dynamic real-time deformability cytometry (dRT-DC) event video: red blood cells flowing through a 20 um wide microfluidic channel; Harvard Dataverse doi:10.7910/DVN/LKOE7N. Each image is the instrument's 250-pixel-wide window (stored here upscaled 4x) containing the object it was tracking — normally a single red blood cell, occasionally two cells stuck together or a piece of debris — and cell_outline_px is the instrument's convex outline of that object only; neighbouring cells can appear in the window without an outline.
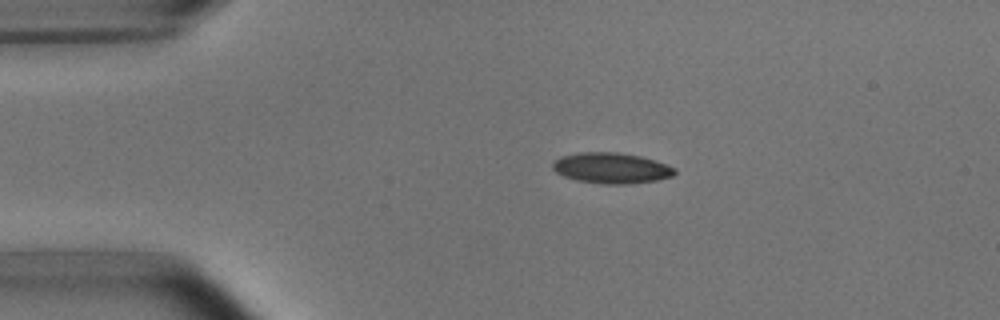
{"species": "common noctule bat (a hibernating species)", "species_latin": "Nyctalus noctula", "temperature_condition": "room temperature", "stored_images_in_passage": 3, "camera_frame_rate_fps": 3000, "um_per_image_px": 0.085, "animal": {"sex": "male", "body_mass_g": 15.6}, "frame": {"image": 1, "passage_image": 1, "time_ms": 0.0, "image_size_px": [1000, 320], "cell_outline_px": [[676, 172], [672, 176], [656, 180], [628, 184], [604, 184], [576, 180], [564, 176], [556, 172], [552, 168], [552, 164], [560, 156], [580, 152], [616, 152], [640, 156], [676, 168]], "centroid_in_image_um": [51.94, 14.28], "position_along_channel_um": 33.1, "area_um2": 21.68}}
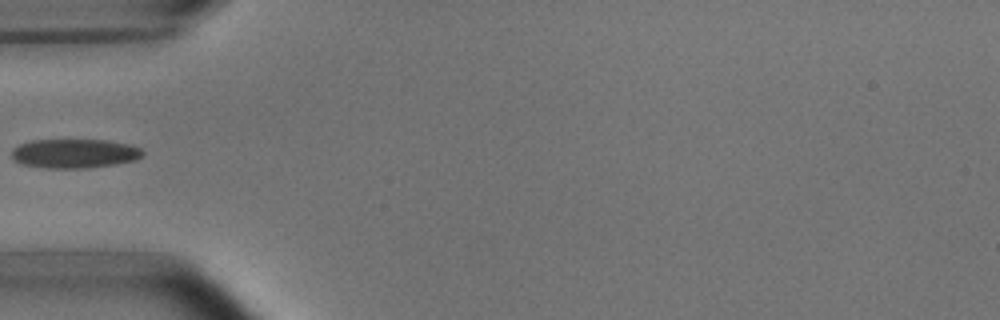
{"frame": {"image": 2, "passage_image": 3, "time_ms": 2.333, "image_size_px": [1000, 320], "cell_outline_px": [[144, 152], [136, 160], [116, 164], [88, 168], [44, 168], [24, 164], [12, 160], [12, 148], [20, 144], [32, 140], [108, 140], [128, 144], [140, 148]], "centroid_in_image_um": [6.32, 13.05], "position_along_channel_um": 78.7, "area_um2": 22.31}}